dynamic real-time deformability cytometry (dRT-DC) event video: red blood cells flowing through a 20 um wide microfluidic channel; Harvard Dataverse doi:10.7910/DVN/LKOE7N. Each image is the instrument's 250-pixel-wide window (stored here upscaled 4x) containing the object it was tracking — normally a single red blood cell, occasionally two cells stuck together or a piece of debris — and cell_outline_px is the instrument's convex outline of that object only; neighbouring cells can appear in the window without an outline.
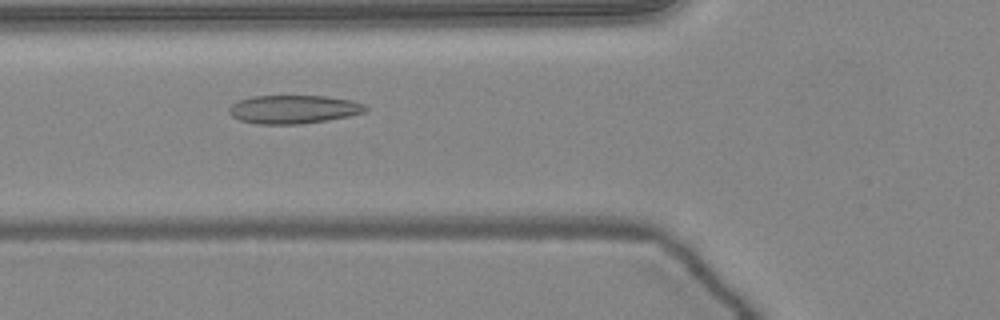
{"species": "common noctule bat (a hibernating species)", "species_latin": "Nyctalus noctula", "temperature_condition": "warm", "stored_images_in_passage": 47, "camera_frame_rate_fps": 3000, "um_per_image_px": 0.085, "animal": {"sex": "female", "body_mass_g": 24.6, "forearm_length_mm": 56.2}, "frame": {"image": 1, "passage_image": 19, "time_ms": 6.0, "image_size_px": [1000, 320], "cell_outline_px": [[368, 112], [328, 120], [300, 124], [256, 124], [240, 120], [232, 116], [228, 108], [232, 104], [240, 100], [252, 96], [324, 96], [348, 100], [364, 104], [368, 108]], "centroid_in_image_um": [24.96, 9.3], "position_along_channel_um": 100.8, "area_um2": 22.54}}
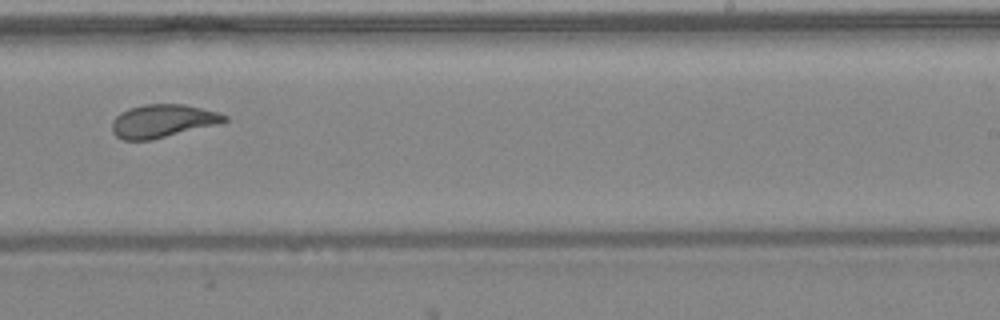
{"frame": {"image": 2, "passage_image": 32, "time_ms": 10.333, "image_size_px": [1000, 320], "cell_outline_px": [[228, 120], [220, 124], [152, 140], [124, 140], [116, 136], [112, 132], [112, 120], [120, 112], [128, 108], [144, 104], [184, 104], [220, 112], [228, 116]], "centroid_in_image_um": [13.85, 10.28], "position_along_channel_um": 275.2, "area_um2": 22.02}}
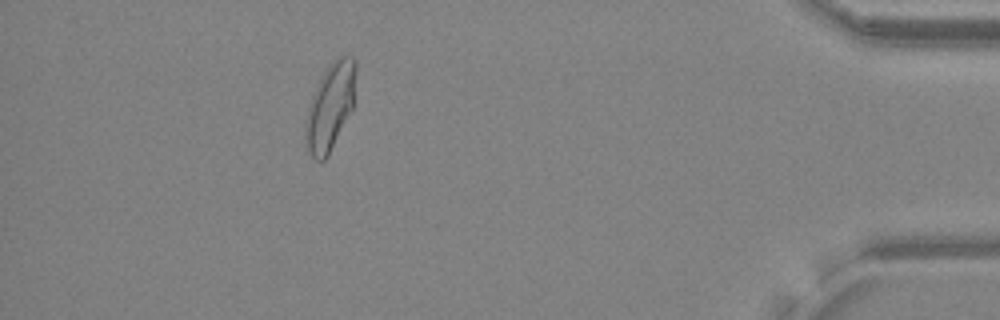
{"frame": {"image": 3, "passage_image": 46, "time_ms": 15.0, "image_size_px": [1000, 320], "cell_outline_px": [[356, 72], [352, 108], [328, 156], [324, 160], [316, 160], [308, 152], [304, 140], [304, 124], [308, 108], [312, 96], [328, 64], [340, 56], [352, 56], [356, 60]], "centroid_in_image_um": [28.05, 9.08], "position_along_channel_um": 407.2, "area_um2": 25.26}}